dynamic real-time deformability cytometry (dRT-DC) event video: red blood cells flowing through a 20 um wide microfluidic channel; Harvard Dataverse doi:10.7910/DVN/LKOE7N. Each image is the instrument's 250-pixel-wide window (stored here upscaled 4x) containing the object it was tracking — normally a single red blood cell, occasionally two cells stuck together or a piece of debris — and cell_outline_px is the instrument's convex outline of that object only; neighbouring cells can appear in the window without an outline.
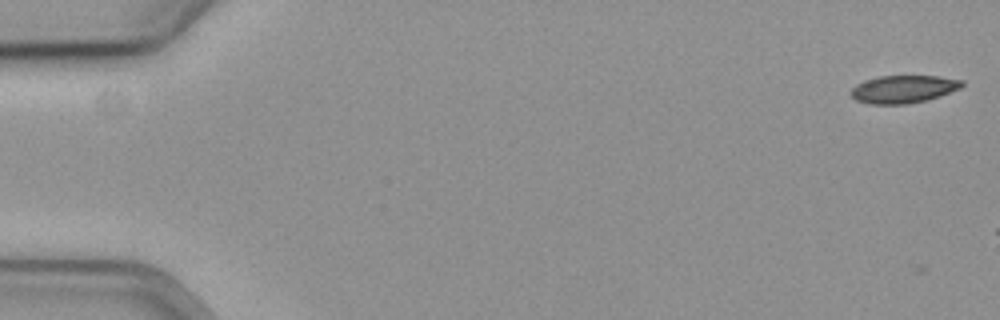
{"species": "common noctule bat (a hibernating species)", "species_latin": "Nyctalus noctula", "temperature_condition": "cold", "stored_images_in_passage": 7, "camera_frame_rate_fps": 3000, "um_per_image_px": 0.085, "animal": {"sex": "female", "body_mass_g": 19.3, "forearm_length_mm": 54.1}, "frame": {"image": 1, "passage_image": 2, "time_ms": 0.333, "image_size_px": [1000, 320], "cell_outline_px": [[964, 84], [960, 88], [940, 96], [928, 100], [908, 104], [868, 104], [856, 100], [848, 92], [856, 84], [864, 80], [880, 76], [940, 76], [964, 80]], "centroid_in_image_um": [76.78, 7.58], "position_along_channel_um": 8.2, "area_um2": 18.15}}